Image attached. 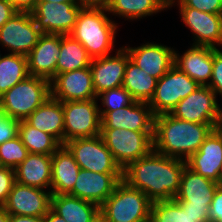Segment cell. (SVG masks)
<instances>
[{
    "mask_svg": "<svg viewBox=\"0 0 222 222\" xmlns=\"http://www.w3.org/2000/svg\"><path fill=\"white\" fill-rule=\"evenodd\" d=\"M186 160L168 157L152 149L123 170V180L152 201L172 200L178 194Z\"/></svg>",
    "mask_w": 222,
    "mask_h": 222,
    "instance_id": "6da1fadb",
    "label": "cell"
},
{
    "mask_svg": "<svg viewBox=\"0 0 222 222\" xmlns=\"http://www.w3.org/2000/svg\"><path fill=\"white\" fill-rule=\"evenodd\" d=\"M222 123H193L170 113L154 118L153 149L168 157L187 160L196 153L210 132Z\"/></svg>",
    "mask_w": 222,
    "mask_h": 222,
    "instance_id": "7a4b0ae2",
    "label": "cell"
},
{
    "mask_svg": "<svg viewBox=\"0 0 222 222\" xmlns=\"http://www.w3.org/2000/svg\"><path fill=\"white\" fill-rule=\"evenodd\" d=\"M104 8H83L70 35L79 41L93 58L108 56L113 47L117 23L112 21Z\"/></svg>",
    "mask_w": 222,
    "mask_h": 222,
    "instance_id": "3957f363",
    "label": "cell"
},
{
    "mask_svg": "<svg viewBox=\"0 0 222 222\" xmlns=\"http://www.w3.org/2000/svg\"><path fill=\"white\" fill-rule=\"evenodd\" d=\"M152 203L144 192L121 180L100 211L109 222H149Z\"/></svg>",
    "mask_w": 222,
    "mask_h": 222,
    "instance_id": "277c9868",
    "label": "cell"
},
{
    "mask_svg": "<svg viewBox=\"0 0 222 222\" xmlns=\"http://www.w3.org/2000/svg\"><path fill=\"white\" fill-rule=\"evenodd\" d=\"M50 96V81L29 75L0 96V103L5 116L22 121Z\"/></svg>",
    "mask_w": 222,
    "mask_h": 222,
    "instance_id": "5b68a950",
    "label": "cell"
},
{
    "mask_svg": "<svg viewBox=\"0 0 222 222\" xmlns=\"http://www.w3.org/2000/svg\"><path fill=\"white\" fill-rule=\"evenodd\" d=\"M100 136L122 170L153 149L154 132L101 128Z\"/></svg>",
    "mask_w": 222,
    "mask_h": 222,
    "instance_id": "8992f818",
    "label": "cell"
},
{
    "mask_svg": "<svg viewBox=\"0 0 222 222\" xmlns=\"http://www.w3.org/2000/svg\"><path fill=\"white\" fill-rule=\"evenodd\" d=\"M97 99L63 102L64 144L76 138L100 135L101 115Z\"/></svg>",
    "mask_w": 222,
    "mask_h": 222,
    "instance_id": "52a82bcc",
    "label": "cell"
},
{
    "mask_svg": "<svg viewBox=\"0 0 222 222\" xmlns=\"http://www.w3.org/2000/svg\"><path fill=\"white\" fill-rule=\"evenodd\" d=\"M199 87L186 73L173 66L157 80L154 96L148 104L154 116L168 114L182 99Z\"/></svg>",
    "mask_w": 222,
    "mask_h": 222,
    "instance_id": "ba28073f",
    "label": "cell"
},
{
    "mask_svg": "<svg viewBox=\"0 0 222 222\" xmlns=\"http://www.w3.org/2000/svg\"><path fill=\"white\" fill-rule=\"evenodd\" d=\"M80 169L98 173H123L102 137L76 138L64 144Z\"/></svg>",
    "mask_w": 222,
    "mask_h": 222,
    "instance_id": "9c48e42d",
    "label": "cell"
},
{
    "mask_svg": "<svg viewBox=\"0 0 222 222\" xmlns=\"http://www.w3.org/2000/svg\"><path fill=\"white\" fill-rule=\"evenodd\" d=\"M209 86H200L182 99L170 114L193 123H222V108Z\"/></svg>",
    "mask_w": 222,
    "mask_h": 222,
    "instance_id": "30bf717a",
    "label": "cell"
},
{
    "mask_svg": "<svg viewBox=\"0 0 222 222\" xmlns=\"http://www.w3.org/2000/svg\"><path fill=\"white\" fill-rule=\"evenodd\" d=\"M82 9L77 2H38L31 14L42 33L70 35Z\"/></svg>",
    "mask_w": 222,
    "mask_h": 222,
    "instance_id": "8fae6325",
    "label": "cell"
},
{
    "mask_svg": "<svg viewBox=\"0 0 222 222\" xmlns=\"http://www.w3.org/2000/svg\"><path fill=\"white\" fill-rule=\"evenodd\" d=\"M41 34L31 12H17L0 28V44L9 53L27 56Z\"/></svg>",
    "mask_w": 222,
    "mask_h": 222,
    "instance_id": "7c38bea8",
    "label": "cell"
},
{
    "mask_svg": "<svg viewBox=\"0 0 222 222\" xmlns=\"http://www.w3.org/2000/svg\"><path fill=\"white\" fill-rule=\"evenodd\" d=\"M51 197L48 189L15 182L3 207L9 215L44 217L51 209Z\"/></svg>",
    "mask_w": 222,
    "mask_h": 222,
    "instance_id": "4fadbf2b",
    "label": "cell"
},
{
    "mask_svg": "<svg viewBox=\"0 0 222 222\" xmlns=\"http://www.w3.org/2000/svg\"><path fill=\"white\" fill-rule=\"evenodd\" d=\"M51 97L61 101L96 99L90 67L57 74L50 81Z\"/></svg>",
    "mask_w": 222,
    "mask_h": 222,
    "instance_id": "5bb4252c",
    "label": "cell"
},
{
    "mask_svg": "<svg viewBox=\"0 0 222 222\" xmlns=\"http://www.w3.org/2000/svg\"><path fill=\"white\" fill-rule=\"evenodd\" d=\"M101 128L154 132V114L147 102L134 101L115 111H100Z\"/></svg>",
    "mask_w": 222,
    "mask_h": 222,
    "instance_id": "9a60e30c",
    "label": "cell"
},
{
    "mask_svg": "<svg viewBox=\"0 0 222 222\" xmlns=\"http://www.w3.org/2000/svg\"><path fill=\"white\" fill-rule=\"evenodd\" d=\"M123 180V173H98L80 169L68 195L92 202L99 207Z\"/></svg>",
    "mask_w": 222,
    "mask_h": 222,
    "instance_id": "2e32d148",
    "label": "cell"
},
{
    "mask_svg": "<svg viewBox=\"0 0 222 222\" xmlns=\"http://www.w3.org/2000/svg\"><path fill=\"white\" fill-rule=\"evenodd\" d=\"M182 22L194 34L192 45L219 48L222 44V14H211L191 7H179Z\"/></svg>",
    "mask_w": 222,
    "mask_h": 222,
    "instance_id": "e0dca14e",
    "label": "cell"
},
{
    "mask_svg": "<svg viewBox=\"0 0 222 222\" xmlns=\"http://www.w3.org/2000/svg\"><path fill=\"white\" fill-rule=\"evenodd\" d=\"M186 166L195 173L218 182L222 166V126L210 132L199 150L186 160Z\"/></svg>",
    "mask_w": 222,
    "mask_h": 222,
    "instance_id": "ac0fdd59",
    "label": "cell"
},
{
    "mask_svg": "<svg viewBox=\"0 0 222 222\" xmlns=\"http://www.w3.org/2000/svg\"><path fill=\"white\" fill-rule=\"evenodd\" d=\"M127 62L128 52L124 47L118 48L115 56L108 55L91 60L90 69L96 95L122 86Z\"/></svg>",
    "mask_w": 222,
    "mask_h": 222,
    "instance_id": "d6986e66",
    "label": "cell"
},
{
    "mask_svg": "<svg viewBox=\"0 0 222 222\" xmlns=\"http://www.w3.org/2000/svg\"><path fill=\"white\" fill-rule=\"evenodd\" d=\"M61 35L42 33L37 44L27 55L28 73L51 81L56 76L60 55Z\"/></svg>",
    "mask_w": 222,
    "mask_h": 222,
    "instance_id": "ffe728a7",
    "label": "cell"
},
{
    "mask_svg": "<svg viewBox=\"0 0 222 222\" xmlns=\"http://www.w3.org/2000/svg\"><path fill=\"white\" fill-rule=\"evenodd\" d=\"M130 59L157 80L174 66V48L148 42L139 47H124Z\"/></svg>",
    "mask_w": 222,
    "mask_h": 222,
    "instance_id": "44dd1931",
    "label": "cell"
},
{
    "mask_svg": "<svg viewBox=\"0 0 222 222\" xmlns=\"http://www.w3.org/2000/svg\"><path fill=\"white\" fill-rule=\"evenodd\" d=\"M218 183L199 175L185 166L182 171L180 188L175 200L181 206L210 208Z\"/></svg>",
    "mask_w": 222,
    "mask_h": 222,
    "instance_id": "7402d4cb",
    "label": "cell"
},
{
    "mask_svg": "<svg viewBox=\"0 0 222 222\" xmlns=\"http://www.w3.org/2000/svg\"><path fill=\"white\" fill-rule=\"evenodd\" d=\"M214 49L210 46L192 45L181 56L174 51V66L200 86H208L212 78Z\"/></svg>",
    "mask_w": 222,
    "mask_h": 222,
    "instance_id": "603a6c76",
    "label": "cell"
},
{
    "mask_svg": "<svg viewBox=\"0 0 222 222\" xmlns=\"http://www.w3.org/2000/svg\"><path fill=\"white\" fill-rule=\"evenodd\" d=\"M80 167L73 154L61 145L52 154L51 187L52 195L68 194L74 187Z\"/></svg>",
    "mask_w": 222,
    "mask_h": 222,
    "instance_id": "cb8c5ba5",
    "label": "cell"
},
{
    "mask_svg": "<svg viewBox=\"0 0 222 222\" xmlns=\"http://www.w3.org/2000/svg\"><path fill=\"white\" fill-rule=\"evenodd\" d=\"M63 117V102L50 96L42 105L35 109L25 121L32 127L51 134L64 145Z\"/></svg>",
    "mask_w": 222,
    "mask_h": 222,
    "instance_id": "d4e9b609",
    "label": "cell"
},
{
    "mask_svg": "<svg viewBox=\"0 0 222 222\" xmlns=\"http://www.w3.org/2000/svg\"><path fill=\"white\" fill-rule=\"evenodd\" d=\"M52 155L31 154L20 163L15 170L16 182L47 189L51 187Z\"/></svg>",
    "mask_w": 222,
    "mask_h": 222,
    "instance_id": "484cf974",
    "label": "cell"
},
{
    "mask_svg": "<svg viewBox=\"0 0 222 222\" xmlns=\"http://www.w3.org/2000/svg\"><path fill=\"white\" fill-rule=\"evenodd\" d=\"M51 209L66 222H91L100 207L68 194L52 195Z\"/></svg>",
    "mask_w": 222,
    "mask_h": 222,
    "instance_id": "4316f807",
    "label": "cell"
},
{
    "mask_svg": "<svg viewBox=\"0 0 222 222\" xmlns=\"http://www.w3.org/2000/svg\"><path fill=\"white\" fill-rule=\"evenodd\" d=\"M172 7V0H110L108 14L136 20Z\"/></svg>",
    "mask_w": 222,
    "mask_h": 222,
    "instance_id": "83f0119b",
    "label": "cell"
},
{
    "mask_svg": "<svg viewBox=\"0 0 222 222\" xmlns=\"http://www.w3.org/2000/svg\"><path fill=\"white\" fill-rule=\"evenodd\" d=\"M157 79L147 74L134 63L128 54V62L122 86L131 94L135 101L147 102L153 98Z\"/></svg>",
    "mask_w": 222,
    "mask_h": 222,
    "instance_id": "f1b7e54d",
    "label": "cell"
},
{
    "mask_svg": "<svg viewBox=\"0 0 222 222\" xmlns=\"http://www.w3.org/2000/svg\"><path fill=\"white\" fill-rule=\"evenodd\" d=\"M92 58L85 47L71 35H61L60 55L56 75L90 67Z\"/></svg>",
    "mask_w": 222,
    "mask_h": 222,
    "instance_id": "f546056e",
    "label": "cell"
},
{
    "mask_svg": "<svg viewBox=\"0 0 222 222\" xmlns=\"http://www.w3.org/2000/svg\"><path fill=\"white\" fill-rule=\"evenodd\" d=\"M18 136L31 154L52 155L62 145L54 136L32 127L25 120L19 122Z\"/></svg>",
    "mask_w": 222,
    "mask_h": 222,
    "instance_id": "4dcf8cb0",
    "label": "cell"
},
{
    "mask_svg": "<svg viewBox=\"0 0 222 222\" xmlns=\"http://www.w3.org/2000/svg\"><path fill=\"white\" fill-rule=\"evenodd\" d=\"M28 76L27 56L12 53L0 55V96Z\"/></svg>",
    "mask_w": 222,
    "mask_h": 222,
    "instance_id": "1f68e13d",
    "label": "cell"
},
{
    "mask_svg": "<svg viewBox=\"0 0 222 222\" xmlns=\"http://www.w3.org/2000/svg\"><path fill=\"white\" fill-rule=\"evenodd\" d=\"M149 222H206L201 215H192L175 200L154 201Z\"/></svg>",
    "mask_w": 222,
    "mask_h": 222,
    "instance_id": "d6a6232c",
    "label": "cell"
},
{
    "mask_svg": "<svg viewBox=\"0 0 222 222\" xmlns=\"http://www.w3.org/2000/svg\"><path fill=\"white\" fill-rule=\"evenodd\" d=\"M29 154L19 136L0 144V166L15 169Z\"/></svg>",
    "mask_w": 222,
    "mask_h": 222,
    "instance_id": "836d02e7",
    "label": "cell"
},
{
    "mask_svg": "<svg viewBox=\"0 0 222 222\" xmlns=\"http://www.w3.org/2000/svg\"><path fill=\"white\" fill-rule=\"evenodd\" d=\"M96 99L101 100L102 106H104V109H99L100 111H115L131 105L135 101L123 86L103 91L97 95Z\"/></svg>",
    "mask_w": 222,
    "mask_h": 222,
    "instance_id": "e575fe53",
    "label": "cell"
},
{
    "mask_svg": "<svg viewBox=\"0 0 222 222\" xmlns=\"http://www.w3.org/2000/svg\"><path fill=\"white\" fill-rule=\"evenodd\" d=\"M179 7H191L202 12L222 14V0H180Z\"/></svg>",
    "mask_w": 222,
    "mask_h": 222,
    "instance_id": "d590c367",
    "label": "cell"
},
{
    "mask_svg": "<svg viewBox=\"0 0 222 222\" xmlns=\"http://www.w3.org/2000/svg\"><path fill=\"white\" fill-rule=\"evenodd\" d=\"M216 95L222 97V50L215 48L213 50V68L212 78L208 85Z\"/></svg>",
    "mask_w": 222,
    "mask_h": 222,
    "instance_id": "8d00e7d4",
    "label": "cell"
},
{
    "mask_svg": "<svg viewBox=\"0 0 222 222\" xmlns=\"http://www.w3.org/2000/svg\"><path fill=\"white\" fill-rule=\"evenodd\" d=\"M16 182L15 170L0 166V206H4Z\"/></svg>",
    "mask_w": 222,
    "mask_h": 222,
    "instance_id": "74e56055",
    "label": "cell"
},
{
    "mask_svg": "<svg viewBox=\"0 0 222 222\" xmlns=\"http://www.w3.org/2000/svg\"><path fill=\"white\" fill-rule=\"evenodd\" d=\"M19 122V120L13 119L10 116L3 115L0 119V144L18 136Z\"/></svg>",
    "mask_w": 222,
    "mask_h": 222,
    "instance_id": "f35d334b",
    "label": "cell"
},
{
    "mask_svg": "<svg viewBox=\"0 0 222 222\" xmlns=\"http://www.w3.org/2000/svg\"><path fill=\"white\" fill-rule=\"evenodd\" d=\"M210 222H222V186L218 185L209 209Z\"/></svg>",
    "mask_w": 222,
    "mask_h": 222,
    "instance_id": "ab89813d",
    "label": "cell"
},
{
    "mask_svg": "<svg viewBox=\"0 0 222 222\" xmlns=\"http://www.w3.org/2000/svg\"><path fill=\"white\" fill-rule=\"evenodd\" d=\"M17 12L7 0H0V28Z\"/></svg>",
    "mask_w": 222,
    "mask_h": 222,
    "instance_id": "60d3db41",
    "label": "cell"
},
{
    "mask_svg": "<svg viewBox=\"0 0 222 222\" xmlns=\"http://www.w3.org/2000/svg\"><path fill=\"white\" fill-rule=\"evenodd\" d=\"M18 12H32L39 0H7Z\"/></svg>",
    "mask_w": 222,
    "mask_h": 222,
    "instance_id": "b9f144b4",
    "label": "cell"
},
{
    "mask_svg": "<svg viewBox=\"0 0 222 222\" xmlns=\"http://www.w3.org/2000/svg\"><path fill=\"white\" fill-rule=\"evenodd\" d=\"M77 3L83 8H104L107 9L110 0H77Z\"/></svg>",
    "mask_w": 222,
    "mask_h": 222,
    "instance_id": "7bdbcfd3",
    "label": "cell"
},
{
    "mask_svg": "<svg viewBox=\"0 0 222 222\" xmlns=\"http://www.w3.org/2000/svg\"><path fill=\"white\" fill-rule=\"evenodd\" d=\"M184 210H187L192 215H201V217L206 221L210 222L209 218V209L210 208H196V207H189V206H182Z\"/></svg>",
    "mask_w": 222,
    "mask_h": 222,
    "instance_id": "ee69618b",
    "label": "cell"
},
{
    "mask_svg": "<svg viewBox=\"0 0 222 222\" xmlns=\"http://www.w3.org/2000/svg\"><path fill=\"white\" fill-rule=\"evenodd\" d=\"M8 222H43V217L9 215Z\"/></svg>",
    "mask_w": 222,
    "mask_h": 222,
    "instance_id": "f6af8a7d",
    "label": "cell"
},
{
    "mask_svg": "<svg viewBox=\"0 0 222 222\" xmlns=\"http://www.w3.org/2000/svg\"><path fill=\"white\" fill-rule=\"evenodd\" d=\"M43 222H66L61 216L56 214L52 209L43 217Z\"/></svg>",
    "mask_w": 222,
    "mask_h": 222,
    "instance_id": "bcb514c9",
    "label": "cell"
},
{
    "mask_svg": "<svg viewBox=\"0 0 222 222\" xmlns=\"http://www.w3.org/2000/svg\"><path fill=\"white\" fill-rule=\"evenodd\" d=\"M91 222H109L106 216L99 210L96 215L93 217Z\"/></svg>",
    "mask_w": 222,
    "mask_h": 222,
    "instance_id": "7dc6e473",
    "label": "cell"
},
{
    "mask_svg": "<svg viewBox=\"0 0 222 222\" xmlns=\"http://www.w3.org/2000/svg\"><path fill=\"white\" fill-rule=\"evenodd\" d=\"M9 214L3 206H0V222H8Z\"/></svg>",
    "mask_w": 222,
    "mask_h": 222,
    "instance_id": "c3c4849f",
    "label": "cell"
},
{
    "mask_svg": "<svg viewBox=\"0 0 222 222\" xmlns=\"http://www.w3.org/2000/svg\"><path fill=\"white\" fill-rule=\"evenodd\" d=\"M39 2H54L56 3H65V2H77V0H39Z\"/></svg>",
    "mask_w": 222,
    "mask_h": 222,
    "instance_id": "681fc988",
    "label": "cell"
},
{
    "mask_svg": "<svg viewBox=\"0 0 222 222\" xmlns=\"http://www.w3.org/2000/svg\"><path fill=\"white\" fill-rule=\"evenodd\" d=\"M218 185L222 186V166H221V170H220V173H219V177H218Z\"/></svg>",
    "mask_w": 222,
    "mask_h": 222,
    "instance_id": "f907efd6",
    "label": "cell"
},
{
    "mask_svg": "<svg viewBox=\"0 0 222 222\" xmlns=\"http://www.w3.org/2000/svg\"><path fill=\"white\" fill-rule=\"evenodd\" d=\"M4 113L2 111L1 103H0V119L3 117Z\"/></svg>",
    "mask_w": 222,
    "mask_h": 222,
    "instance_id": "816d5d0a",
    "label": "cell"
},
{
    "mask_svg": "<svg viewBox=\"0 0 222 222\" xmlns=\"http://www.w3.org/2000/svg\"><path fill=\"white\" fill-rule=\"evenodd\" d=\"M180 0H172V6H174L177 2H179ZM175 3V4H174Z\"/></svg>",
    "mask_w": 222,
    "mask_h": 222,
    "instance_id": "f5cc1de1",
    "label": "cell"
}]
</instances>
